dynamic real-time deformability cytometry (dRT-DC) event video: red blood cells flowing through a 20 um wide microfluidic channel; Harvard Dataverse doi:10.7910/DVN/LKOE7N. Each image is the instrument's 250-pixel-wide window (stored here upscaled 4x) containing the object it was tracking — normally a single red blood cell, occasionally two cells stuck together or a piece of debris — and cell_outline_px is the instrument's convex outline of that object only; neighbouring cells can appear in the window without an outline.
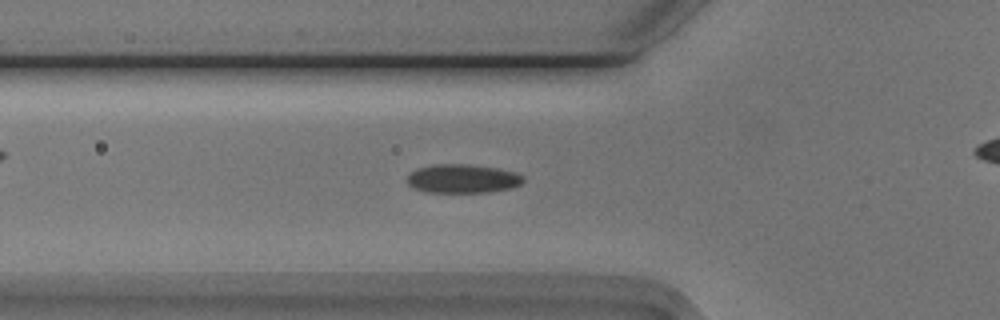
{"species": "Egyptian fruit bat (a non-hibernating species)", "species_latin": "Rousettus aegyptiacus", "temperature_condition": "cold", "stored_images_in_passage": 46, "camera_frame_rate_fps": 3000, "um_per_image_px": 0.085, "animal": {"sex": "male"}, "frame": {"image": 1, "passage_image": 18, "time_ms": 5.667, "image_size_px": [1000, 320], "cell_outline_px": [[524, 180], [520, 184], [512, 188], [488, 192], [424, 192], [408, 184], [408, 176], [416, 168], [436, 164], [468, 164], [496, 168], [516, 172], [524, 176]], "centroid_in_image_um": [39.35, 15.18], "position_along_channel_um": 86.5, "area_um2": 19.42}}
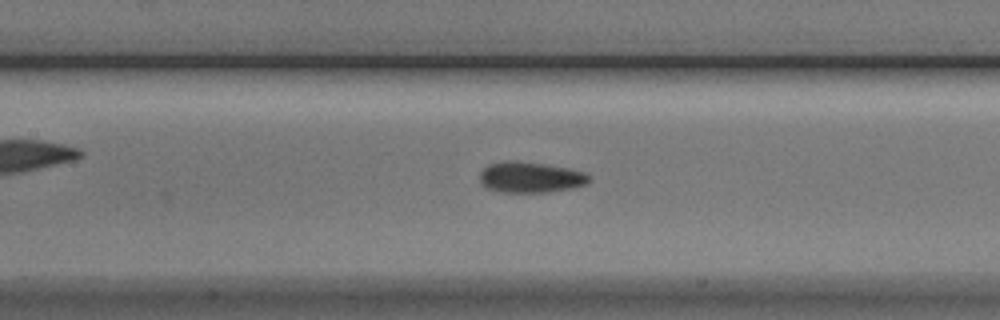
{"frame": {"image": 2, "passage_image": 24, "time_ms": 7.667, "image_size_px": [1000, 320], "cell_outline_px": [[592, 180], [588, 184], [572, 188], [548, 192], [500, 192], [484, 188], [480, 184], [480, 172], [488, 164], [504, 160], [516, 160], [544, 164], [568, 168], [584, 172]], "centroid_in_image_um": [45.05, 15.07], "position_along_channel_um": 162.3, "area_um2": 19.94}}
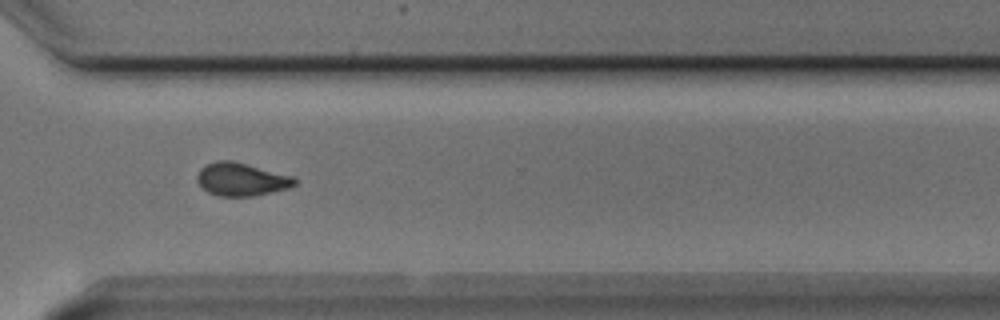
{"frame": {"image": 3, "passage_image": 39, "time_ms": 12.667, "image_size_px": [1000, 320], "cell_outline_px": [[296, 184], [288, 188], [272, 192], [252, 196], [220, 196], [208, 192], [196, 180], [196, 176], [200, 168], [216, 160], [232, 160], [292, 176], [296, 180]], "centroid_in_image_um": [20.49, 15.24], "position_along_channel_um": 350.1, "area_um2": 18.61}}